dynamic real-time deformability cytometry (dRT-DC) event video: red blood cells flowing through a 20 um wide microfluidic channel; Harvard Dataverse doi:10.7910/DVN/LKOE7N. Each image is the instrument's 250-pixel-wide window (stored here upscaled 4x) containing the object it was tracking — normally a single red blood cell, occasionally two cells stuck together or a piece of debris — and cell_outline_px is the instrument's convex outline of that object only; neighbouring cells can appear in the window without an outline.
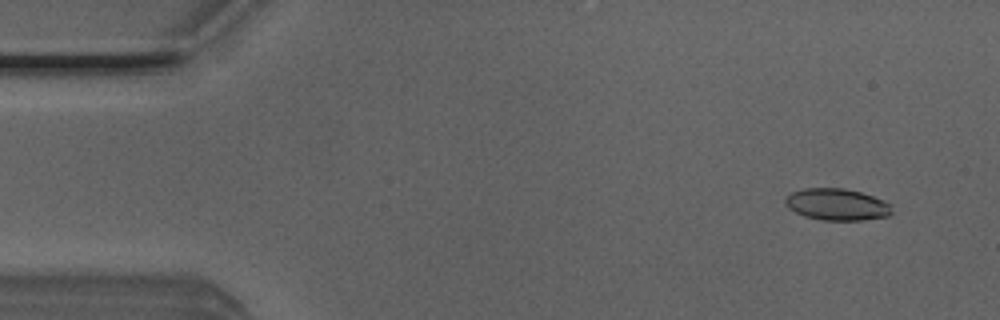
{"species": "Egyptian fruit bat (a non-hibernating species)", "species_latin": "Rousettus aegyptiacus", "temperature_condition": "room temperature", "stored_images_in_passage": 49, "camera_frame_rate_fps": 3000, "um_per_image_px": 0.085, "animal": {"sex": "male"}, "frame": {"image": 1, "passage_image": 2, "time_ms": 0.333, "image_size_px": [1000, 320], "cell_outline_px": [[892, 212], [888, 216], [860, 220], [820, 220], [804, 216], [788, 208], [784, 204], [784, 200], [792, 192], [804, 188], [844, 188], [860, 192], [884, 200], [892, 204]], "centroid_in_image_um": [71.14, 17.38], "position_along_channel_um": 13.9, "area_um2": 19.77}}
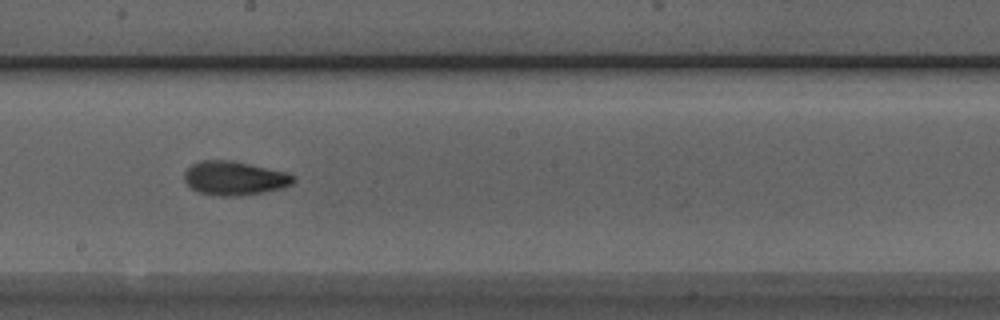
{"frame": {"image": 2, "passage_image": 26, "time_ms": 8.333, "image_size_px": [1000, 320], "cell_outline_px": [[296, 180], [292, 184], [284, 188], [240, 196], [220, 196], [200, 192], [192, 188], [184, 180], [184, 172], [192, 164], [200, 160], [232, 160], [288, 172], [296, 176]], "centroid_in_image_um": [19.97, 15.14], "position_along_channel_um": 228.2, "area_um2": 21.73}}
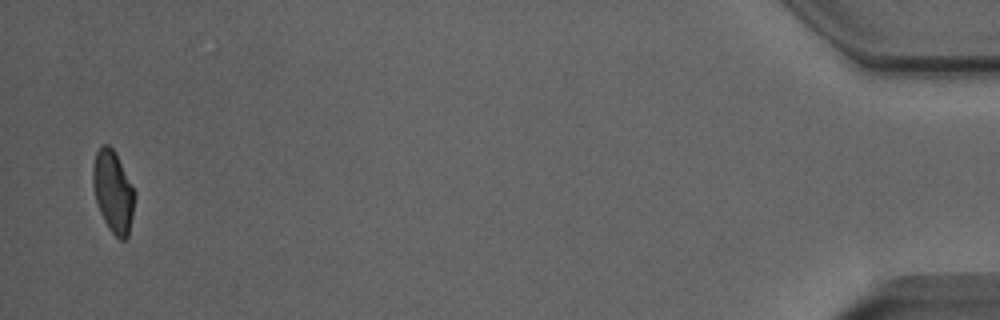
{"frame": {"image": 3, "passage_image": 48, "time_ms": 15.667, "image_size_px": [1000, 320], "cell_outline_px": [[136, 196], [128, 236], [124, 240], [120, 240], [108, 228], [100, 212], [96, 200], [92, 184], [92, 168], [96, 152], [104, 144], [108, 144], [116, 152], [136, 192]], "centroid_in_image_um": [9.62, 16.27], "position_along_channel_um": 425.6, "area_um2": 20.06}, "authors_computed_cell_mechanics": {"area_um2": 20.6346, "velocity_mm_per_s": 3.9913, "shape_relaxation_time_tau1_ms": 3.2221, "shape_relaxation_time_tau2_ms": 1.7651, "deformation_change_tau1": 0.1346, "deformation_change_tau2": 0.0676}}